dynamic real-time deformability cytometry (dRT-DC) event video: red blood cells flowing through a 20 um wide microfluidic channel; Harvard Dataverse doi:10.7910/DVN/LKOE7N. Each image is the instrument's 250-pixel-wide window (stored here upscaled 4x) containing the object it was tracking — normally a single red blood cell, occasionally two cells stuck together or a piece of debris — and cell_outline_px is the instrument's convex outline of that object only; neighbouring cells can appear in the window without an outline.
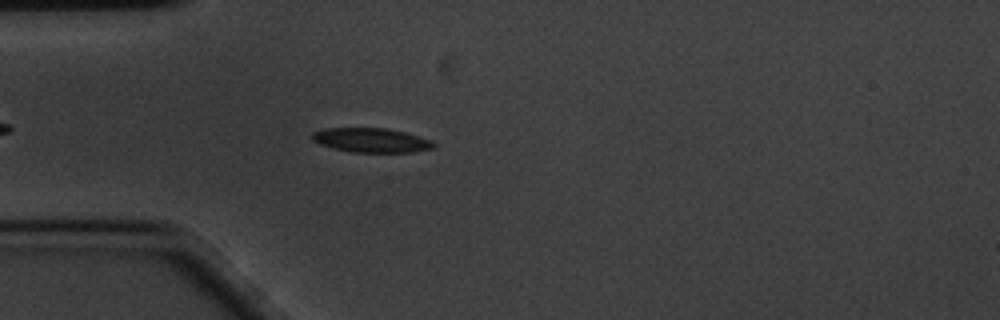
{"species": "common noctule bat (a hibernating species)", "species_latin": "Nyctalus noctula", "temperature_condition": "cold", "stored_images_in_passage": 48, "camera_frame_rate_fps": 3000, "um_per_image_px": 0.085, "animal": {"sex": "male", "body_mass_g": 20.1, "forearm_length_mm": 53.5}, "frame": {"image": 1, "passage_image": 8, "time_ms": 2.333, "image_size_px": [1000, 320], "cell_outline_px": [[436, 148], [412, 152], [352, 152], [332, 148], [320, 144], [312, 140], [312, 132], [324, 128], [388, 128], [404, 132], [428, 140], [436, 144]], "centroid_in_image_um": [31.53, 11.92], "position_along_channel_um": 53.5, "area_um2": 17.17}}
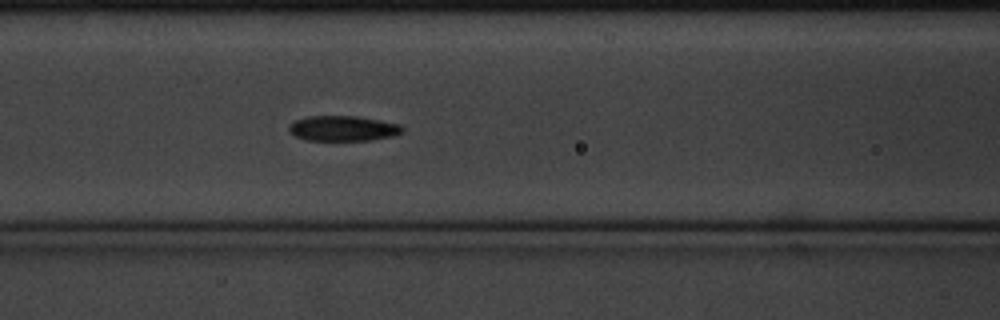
{"frame": {"image": 2, "passage_image": 16, "time_ms": 5.0, "image_size_px": [1000, 320], "cell_outline_px": [[404, 132], [392, 136], [368, 140], [304, 140], [288, 132], [288, 124], [296, 120], [308, 116], [356, 116], [380, 120], [400, 124], [404, 128]], "centroid_in_image_um": [29.14, 10.91], "position_along_channel_um": 137.5, "area_um2": 16.76}}
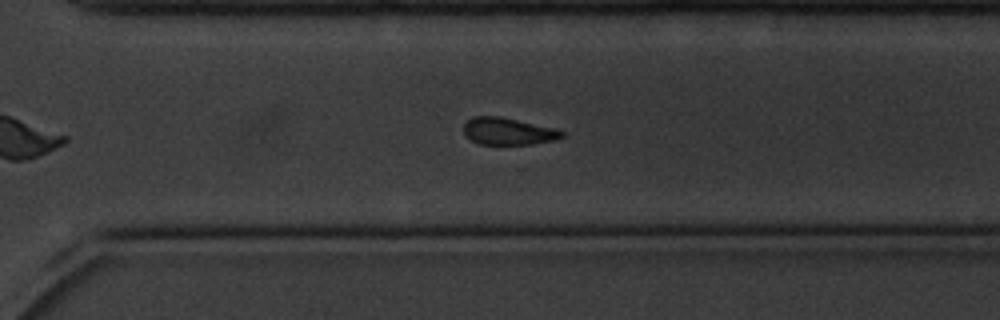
{"frame": {"image": 3, "passage_image": 33, "time_ms": 10.667, "image_size_px": [1000, 320], "cell_outline_px": [[564, 136], [556, 140], [532, 144], [480, 144], [464, 136], [464, 124], [472, 116], [500, 116], [556, 128], [564, 132]], "centroid_in_image_um": [43.2, 11.15], "position_along_channel_um": 327.4, "area_um2": 15.61}, "authors_computed_cell_mechanics": {"area_um2": 16.762, "velocity_mm_per_s": 3.3661, "shape_relaxation_time_tau1_ms": 5.3741, "shape_relaxation_time_tau2_ms": null, "deformation_change_tau1": 0.1191, "deformation_change_tau2": null}}